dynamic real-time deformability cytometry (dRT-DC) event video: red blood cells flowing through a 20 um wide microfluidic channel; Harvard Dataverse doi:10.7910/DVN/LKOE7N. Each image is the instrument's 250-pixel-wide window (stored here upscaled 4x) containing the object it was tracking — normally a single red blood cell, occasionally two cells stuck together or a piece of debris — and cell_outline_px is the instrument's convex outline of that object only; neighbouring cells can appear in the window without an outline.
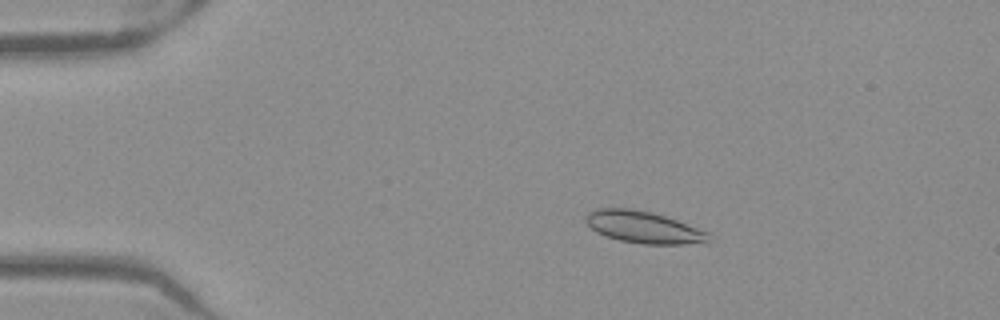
{"species": "Egyptian fruit bat (a non-hibernating species)", "species_latin": "Rousettus aegyptiacus", "temperature_condition": "warm", "stored_images_in_passage": 51, "camera_frame_rate_fps": 3000, "um_per_image_px": 0.085, "frame": {"image": 1, "passage_image": 9, "time_ms": 2.667, "image_size_px": [1000, 320], "cell_outline_px": [[708, 244], [644, 244], [620, 240], [596, 232], [584, 220], [584, 216], [588, 212], [596, 208], [632, 208], [652, 212], [676, 220], [708, 232]], "centroid_in_image_um": [54.69, 19.31], "position_along_channel_um": 30.3, "area_um2": 22.83}}
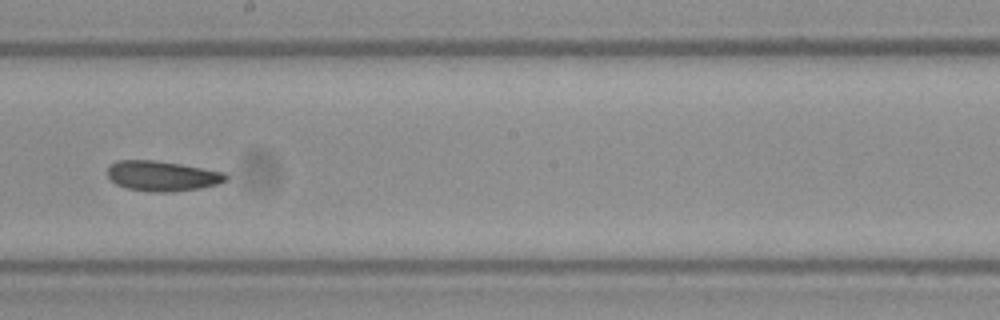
{"frame": {"image": 2, "passage_image": 29, "time_ms": 9.333, "image_size_px": [1000, 320], "cell_outline_px": [[228, 180], [216, 184], [200, 188], [172, 192], [152, 192], [128, 188], [116, 184], [108, 176], [108, 168], [116, 160], [156, 160], [180, 164], [224, 172], [228, 176]], "centroid_in_image_um": [13.8, 14.95], "position_along_channel_um": 234.4, "area_um2": 20.69}}
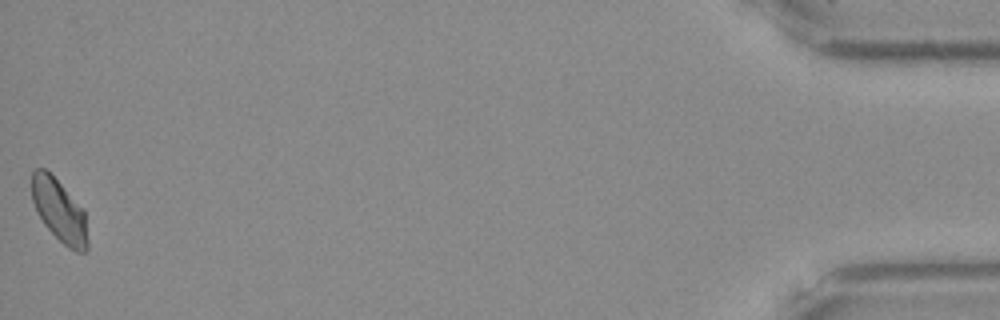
{"frame": {"image": 3, "passage_image": 51, "time_ms": 16.667, "image_size_px": [1000, 320], "cell_outline_px": [[88, 248], [84, 252], [76, 252], [68, 248], [44, 224], [36, 212], [32, 200], [32, 172], [36, 168], [44, 168], [60, 184], [84, 212], [88, 240]], "centroid_in_image_um": [5.02, 17.94], "position_along_channel_um": 430.2, "area_um2": 19.88}, "authors_computed_cell_mechanics": {"area_um2": 20.7502, "velocity_mm_per_s": 3.946, "shape_relaxation_time_tau1_ms": null, "shape_relaxation_time_tau2_ms": 3.4926, "deformation_change_tau1": null, "deformation_change_tau2": 0.0583}}